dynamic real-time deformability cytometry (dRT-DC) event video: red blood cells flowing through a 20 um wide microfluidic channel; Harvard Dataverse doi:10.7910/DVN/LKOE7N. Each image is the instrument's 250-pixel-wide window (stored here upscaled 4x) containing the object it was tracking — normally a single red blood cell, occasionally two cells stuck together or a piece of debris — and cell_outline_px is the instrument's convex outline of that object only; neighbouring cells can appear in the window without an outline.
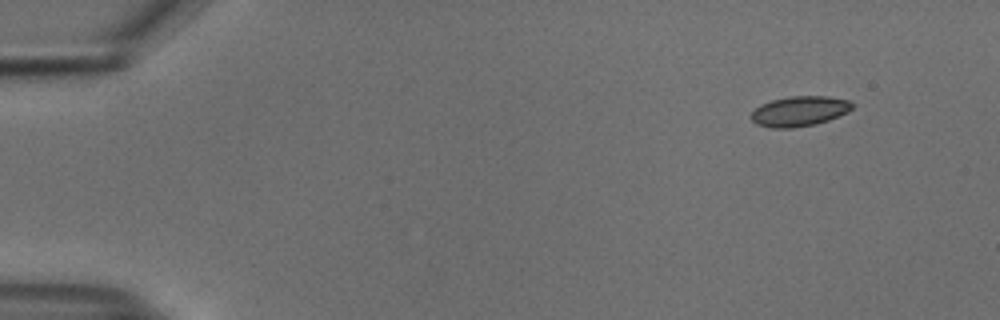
{"species": "common noctule bat (a hibernating species)", "species_latin": "Nyctalus noctula", "temperature_condition": "cold", "stored_images_in_passage": 50, "camera_frame_rate_fps": 3000, "um_per_image_px": 0.085, "animal": {"sex": "male", "body_mass_g": 18.8}, "frame": {"image": 1, "passage_image": 1, "time_ms": 0.0, "image_size_px": [1000, 320], "cell_outline_px": [[852, 108], [848, 112], [828, 120], [816, 124], [792, 128], [772, 128], [756, 124], [748, 116], [760, 104], [772, 100], [788, 96], [828, 96], [848, 100], [852, 104]], "centroid_in_image_um": [67.92, 9.45], "position_along_channel_um": 17.1, "area_um2": 17.8}}
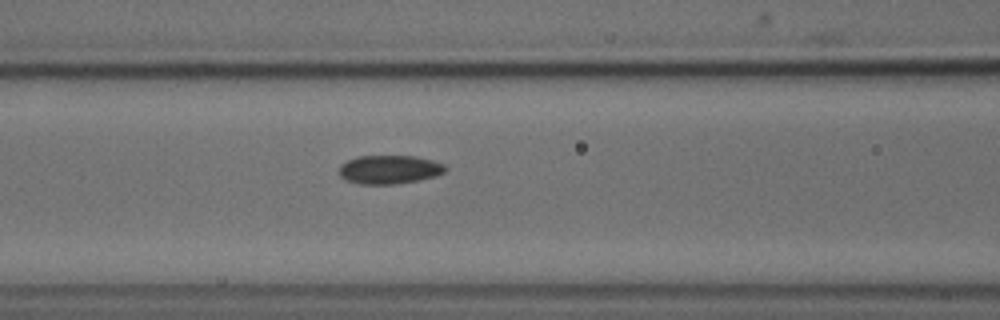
{"frame": {"image": 2, "passage_image": 19, "time_ms": 6.0, "image_size_px": [1000, 320], "cell_outline_px": [[448, 168], [444, 172], [436, 176], [396, 184], [360, 184], [344, 180], [340, 176], [340, 164], [356, 156], [416, 156], [432, 160], [444, 164]], "centroid_in_image_um": [33.08, 14.4], "position_along_channel_um": 133.5, "area_um2": 17.8}}
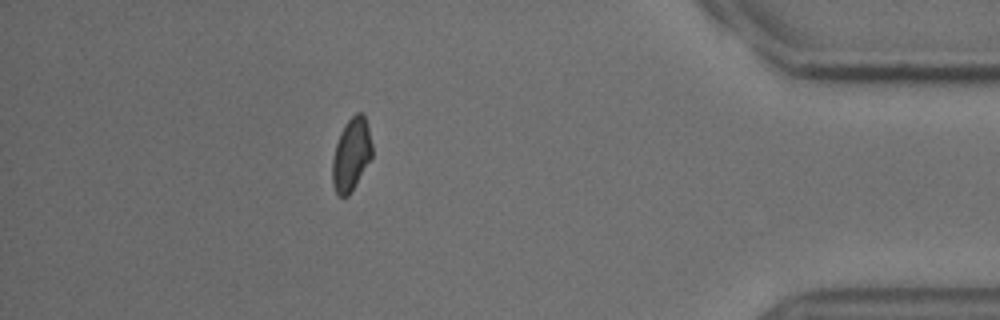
{"frame": {"image": 3, "passage_image": 44, "time_ms": 14.333, "image_size_px": [1000, 320], "cell_outline_px": [[372, 156], [348, 196], [340, 196], [336, 192], [332, 184], [332, 160], [336, 144], [340, 132], [344, 124], [356, 112], [360, 112], [364, 116], [368, 128], [372, 144]], "centroid_in_image_um": [29.84, 13.12], "position_along_channel_um": 405.4, "area_um2": 16.59}, "authors_computed_cell_mechanics": {"area_um2": 17.6868, "velocity_mm_per_s": 3.746, "shape_relaxation_time_tau1_ms": null, "shape_relaxation_time_tau2_ms": 2.3088, "deformation_change_tau1": null, "deformation_change_tau2": 0.0578}}